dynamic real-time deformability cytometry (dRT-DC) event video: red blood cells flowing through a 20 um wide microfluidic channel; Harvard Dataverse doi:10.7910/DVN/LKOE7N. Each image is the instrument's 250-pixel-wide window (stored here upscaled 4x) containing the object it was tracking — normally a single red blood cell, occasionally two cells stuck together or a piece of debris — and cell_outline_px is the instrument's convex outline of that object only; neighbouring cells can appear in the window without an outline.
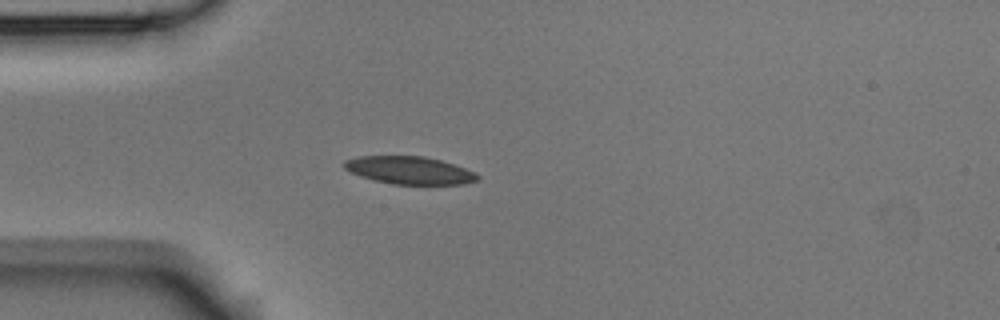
{"species": "Egyptian fruit bat (a non-hibernating species)", "species_latin": "Rousettus aegyptiacus", "temperature_condition": "room temperature", "stored_images_in_passage": 7, "camera_frame_rate_fps": 3000, "um_per_image_px": 0.085, "animal": {"sex": "male"}, "frame": {"image": 1, "passage_image": 3, "time_ms": 2.333, "image_size_px": [1000, 320], "cell_outline_px": [[480, 180], [464, 184], [392, 184], [360, 176], [344, 168], [344, 160], [356, 156], [424, 156], [440, 160], [476, 172], [480, 176]], "centroid_in_image_um": [34.82, 14.47], "position_along_channel_um": 50.2, "area_um2": 21.44}}
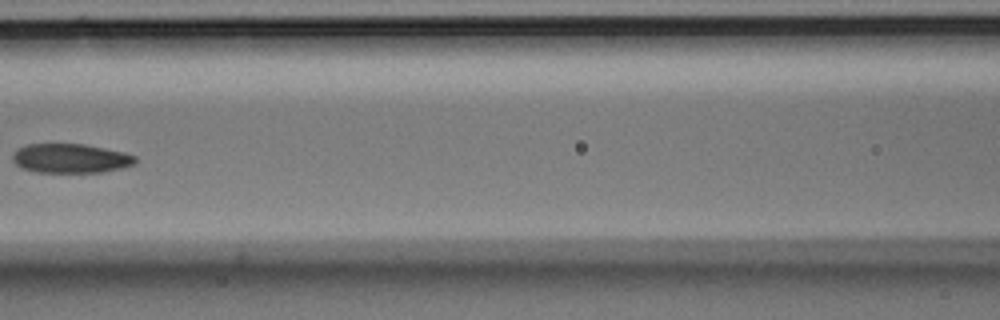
{"frame": {"image": 2, "passage_image": 6, "time_ms": 5.667, "image_size_px": [1000, 320], "cell_outline_px": [[136, 160], [132, 164], [120, 168], [104, 172], [36, 172], [20, 168], [12, 160], [12, 152], [16, 148], [28, 144], [84, 144], [124, 152], [136, 156]], "centroid_in_image_um": [5.94, 13.46], "position_along_channel_um": 160.7, "area_um2": 20.98}}
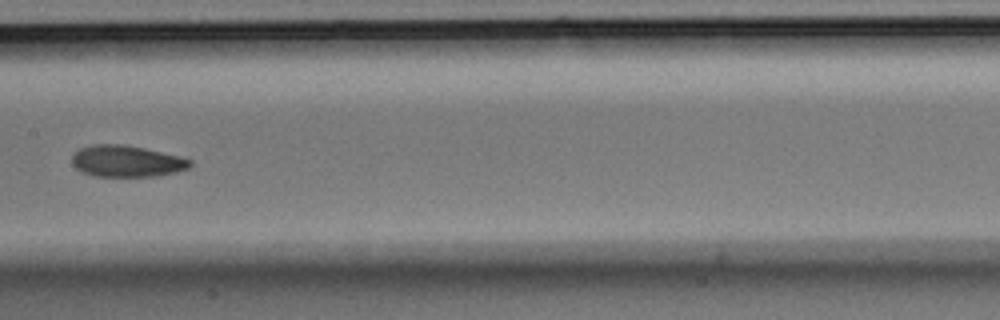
{"frame": {"image": 3, "passage_image": 7, "time_ms": 6.667, "image_size_px": [1000, 320], "cell_outline_px": [[192, 164], [188, 168], [176, 172], [160, 176], [92, 176], [76, 168], [72, 164], [72, 156], [80, 148], [92, 144], [124, 144], [144, 148], [180, 156], [192, 160]], "centroid_in_image_um": [10.78, 13.7], "position_along_channel_um": 196.6, "area_um2": 21.73}}